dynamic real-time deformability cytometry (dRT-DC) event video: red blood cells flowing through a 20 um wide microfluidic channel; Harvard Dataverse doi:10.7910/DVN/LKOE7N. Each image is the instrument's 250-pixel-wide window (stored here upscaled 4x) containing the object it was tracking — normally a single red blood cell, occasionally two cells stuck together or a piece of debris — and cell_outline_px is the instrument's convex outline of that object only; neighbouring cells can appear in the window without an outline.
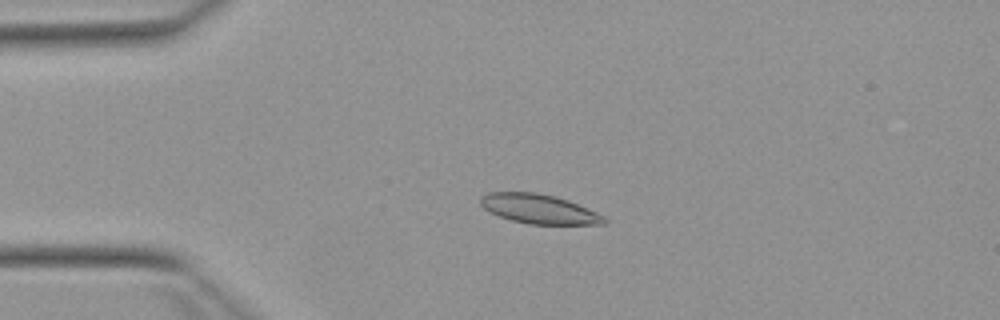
{"species": "Egyptian fruit bat (a non-hibernating species)", "species_latin": "Rousettus aegyptiacus", "temperature_condition": "warm", "stored_images_in_passage": 52, "camera_frame_rate_fps": 3000, "um_per_image_px": 0.085, "animal": {"sex": "female"}, "frame": {"image": 1, "passage_image": 12, "time_ms": 3.667, "image_size_px": [1000, 320], "cell_outline_px": [[608, 220], [604, 224], [528, 224], [512, 220], [500, 216], [484, 208], [480, 204], [480, 196], [488, 192], [536, 192], [568, 200], [596, 212], [604, 216]], "centroid_in_image_um": [45.8, 17.76], "position_along_channel_um": 39.2, "area_um2": 20.98}}
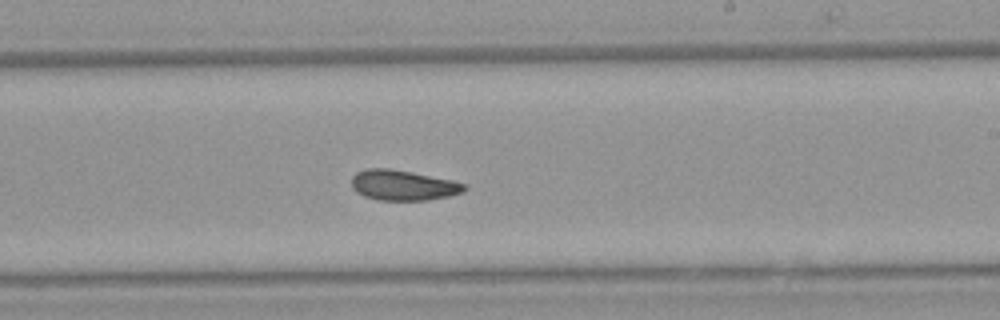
{"frame": {"image": 2, "passage_image": 31, "time_ms": 10.0, "image_size_px": [1000, 320], "cell_outline_px": [[468, 188], [464, 192], [448, 196], [428, 200], [376, 200], [364, 196], [356, 192], [352, 188], [352, 176], [356, 172], [368, 168], [388, 168], [412, 172], [452, 180], [464, 184]], "centroid_in_image_um": [34.24, 15.75], "position_along_channel_um": 254.8, "area_um2": 20.0}}
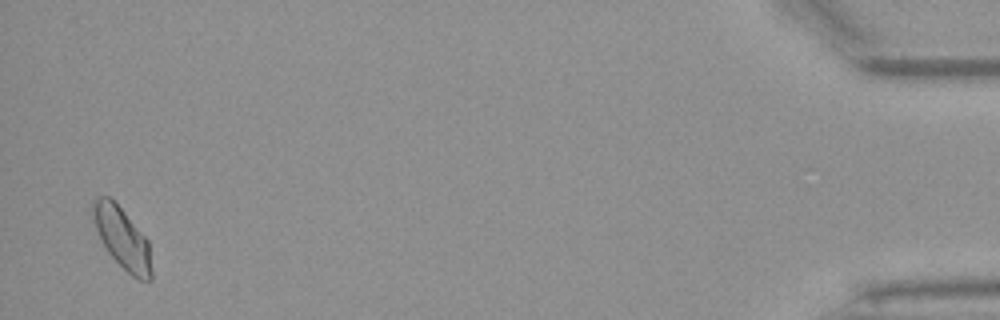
{"frame": {"image": 3, "passage_image": 51, "time_ms": 16.667, "image_size_px": [1000, 320], "cell_outline_px": [[152, 280], [140, 280], [132, 276], [108, 252], [96, 228], [92, 212], [92, 200], [96, 196], [108, 196], [124, 212], [148, 240], [152, 268]], "centroid_in_image_um": [10.4, 20.24], "position_along_channel_um": 424.8, "area_um2": 20.46}, "authors_computed_cell_mechanics": {"area_um2": 20.4612, "velocity_mm_per_s": 3.892, "shape_relaxation_time_tau1_ms": null, "shape_relaxation_time_tau2_ms": 5.4074, "deformation_change_tau1": null, "deformation_change_tau2": 0.0976}}